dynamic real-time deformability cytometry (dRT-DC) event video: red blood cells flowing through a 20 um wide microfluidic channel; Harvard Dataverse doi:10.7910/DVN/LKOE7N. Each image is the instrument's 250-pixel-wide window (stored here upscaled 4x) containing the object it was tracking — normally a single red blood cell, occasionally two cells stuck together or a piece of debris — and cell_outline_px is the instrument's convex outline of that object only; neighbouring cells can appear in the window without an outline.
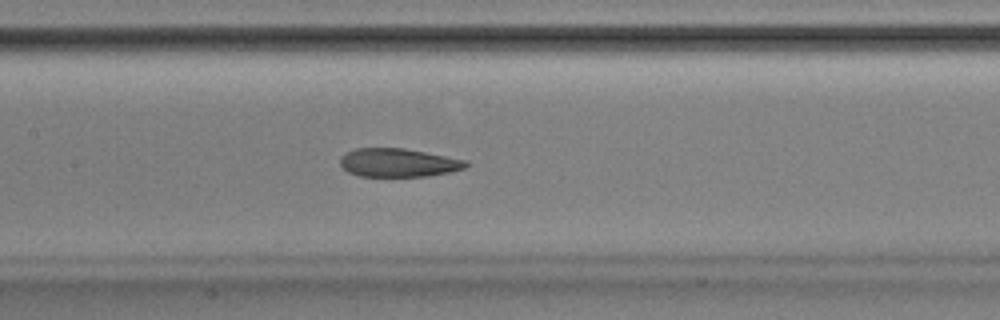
{"species": "Egyptian fruit bat (a non-hibernating species)", "species_latin": "Rousettus aegyptiacus", "temperature_condition": "room temperature", "stored_images_in_passage": 51, "camera_frame_rate_fps": 3000, "um_per_image_px": 0.085, "animal": {"sex": "male"}, "frame": {"image": 1, "passage_image": 24, "time_ms": 7.667, "image_size_px": [1000, 320], "cell_outline_px": [[468, 164], [464, 168], [448, 172], [428, 176], [360, 176], [348, 172], [340, 164], [340, 156], [344, 152], [356, 148], [404, 148], [468, 160]], "centroid_in_image_um": [33.83, 13.82], "position_along_channel_um": 173.6, "area_um2": 20.87}}
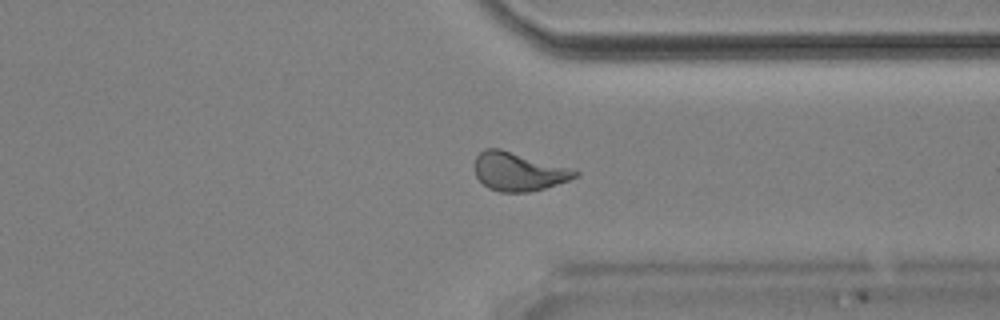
{"frame": {"image": 2, "passage_image": 39, "time_ms": 12.667, "image_size_px": [1000, 320], "cell_outline_px": [[580, 176], [544, 188], [528, 192], [500, 192], [488, 188], [476, 176], [476, 156], [484, 148], [500, 148], [568, 168], [580, 172]], "centroid_in_image_um": [44.05, 14.59], "position_along_channel_um": 367.3, "area_um2": 22.14}}
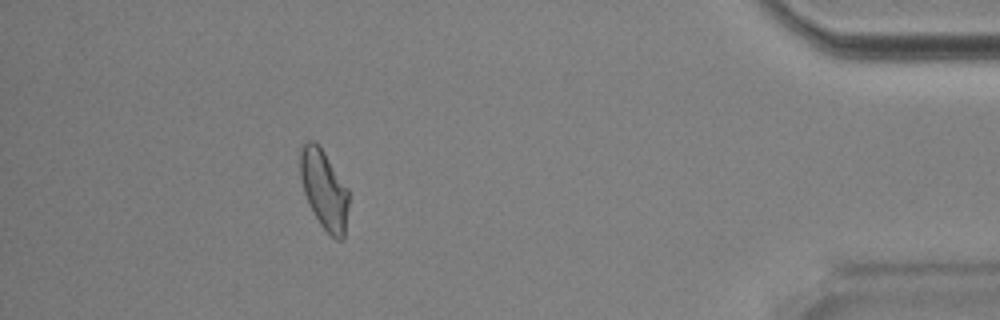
{"frame": {"image": 3, "passage_image": 46, "time_ms": 15.0, "image_size_px": [1000, 320], "cell_outline_px": [[348, 204], [344, 240], [336, 240], [320, 224], [304, 192], [300, 176], [300, 144], [308, 140], [312, 140], [324, 152], [348, 188]], "centroid_in_image_um": [27.55, 16.09], "position_along_channel_um": 407.7, "area_um2": 22.08}, "authors_computed_cell_mechanics": {"area_um2": 22.831, "velocity_mm_per_s": 3.8854, "shape_relaxation_time_tau1_ms": null, "shape_relaxation_time_tau2_ms": 2.669, "deformation_change_tau1": null, "deformation_change_tau2": 0.0941}}